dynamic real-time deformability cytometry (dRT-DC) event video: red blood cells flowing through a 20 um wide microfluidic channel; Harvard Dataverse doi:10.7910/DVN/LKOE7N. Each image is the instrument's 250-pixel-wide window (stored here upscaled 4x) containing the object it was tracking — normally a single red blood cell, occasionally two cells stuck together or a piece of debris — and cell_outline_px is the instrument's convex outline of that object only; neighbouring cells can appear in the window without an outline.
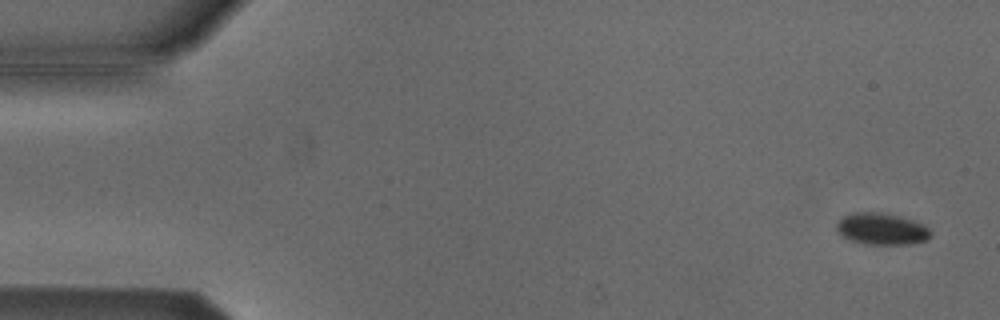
{"species": "Egyptian fruit bat (a non-hibernating species)", "species_latin": "Rousettus aegyptiacus", "temperature_condition": "cold", "stored_images_in_passage": 8, "camera_frame_rate_fps": 3000, "um_per_image_px": 0.085, "animal": {"sex": "male"}, "frame": {"image": 1, "passage_image": 1, "time_ms": 0.0, "image_size_px": [1000, 320], "cell_outline_px": [[932, 236], [928, 240], [912, 244], [864, 244], [852, 240], [844, 236], [836, 228], [836, 224], [844, 216], [852, 212], [880, 212], [900, 216], [924, 224], [932, 232]], "centroid_in_image_um": [75.0, 19.45], "position_along_channel_um": 10.0, "area_um2": 17.4}}
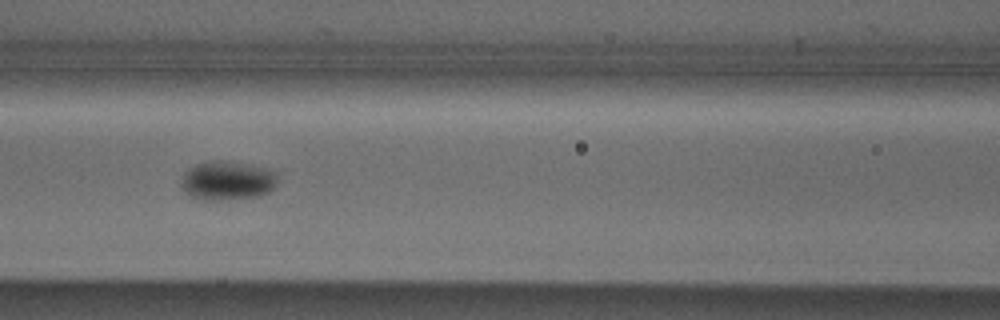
{"frame": {"image": 2, "passage_image": 7, "time_ms": 2.0, "image_size_px": [1000, 320], "cell_outline_px": [[276, 184], [268, 192], [260, 196], [224, 200], [204, 200], [192, 196], [184, 192], [180, 184], [184, 172], [188, 168], [196, 164], [212, 160], [220, 160], [260, 168], [272, 172], [276, 176]], "centroid_in_image_um": [19.23, 15.38], "position_along_channel_um": 147.4, "area_um2": 21.5}}
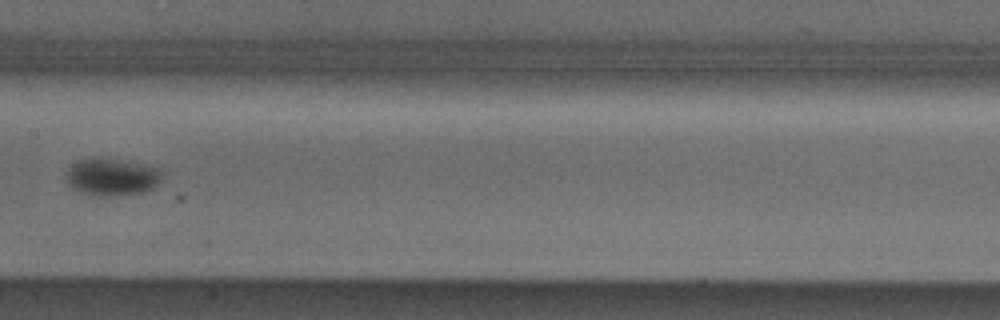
{"frame": {"image": 3, "passage_image": 8, "time_ms": 2.333, "image_size_px": [1000, 320], "cell_outline_px": [[160, 180], [152, 188], [140, 192], [108, 196], [92, 196], [80, 192], [72, 188], [68, 184], [64, 176], [68, 168], [80, 160], [112, 160], [160, 168]], "centroid_in_image_um": [9.43, 15.09], "position_along_channel_um": 198.0, "area_um2": 19.94}}